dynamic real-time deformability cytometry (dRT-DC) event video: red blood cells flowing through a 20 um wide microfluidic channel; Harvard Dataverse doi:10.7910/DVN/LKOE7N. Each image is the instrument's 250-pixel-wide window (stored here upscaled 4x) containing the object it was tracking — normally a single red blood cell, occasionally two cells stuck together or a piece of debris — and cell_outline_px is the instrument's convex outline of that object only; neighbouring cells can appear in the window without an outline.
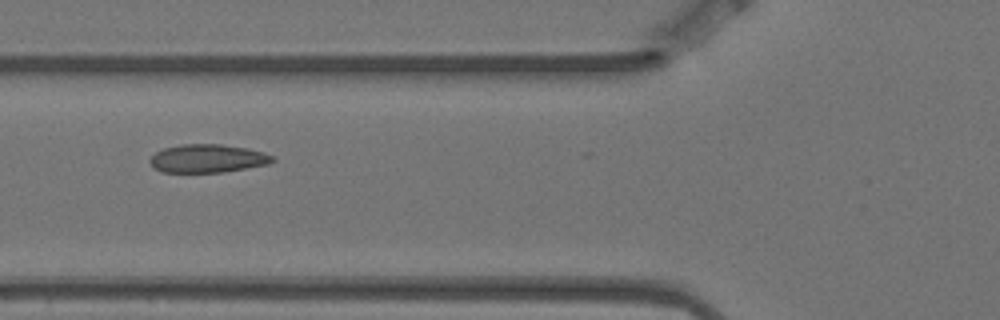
{"species": "Egyptian fruit bat (a non-hibernating species)", "species_latin": "Rousettus aegyptiacus", "temperature_condition": "warm", "stored_images_in_passage": 8, "camera_frame_rate_fps": 3000, "um_per_image_px": 0.085, "animal": {"sex": "female"}, "frame": {"image": 1, "passage_image": 6, "time_ms": 1.667, "image_size_px": [1000, 320], "cell_outline_px": [[276, 160], [268, 164], [224, 172], [160, 172], [152, 168], [148, 160], [156, 152], [164, 148], [180, 144], [220, 144], [248, 148], [264, 152], [272, 156]], "centroid_in_image_um": [17.62, 13.47], "position_along_channel_um": 108.2, "area_um2": 20.35}}
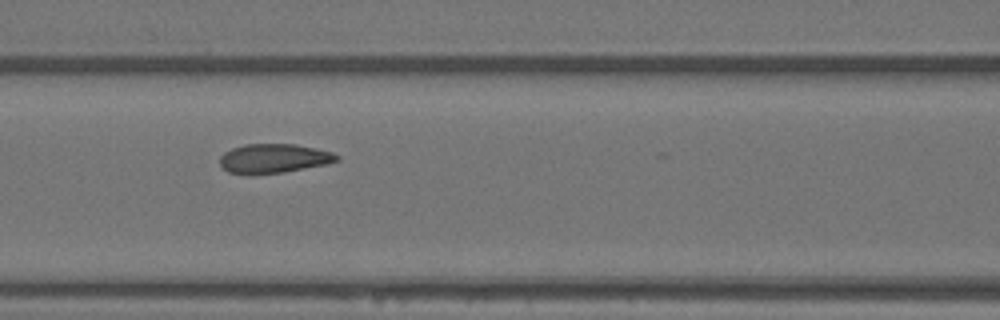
{"frame": {"image": 2, "passage_image": 7, "time_ms": 2.0, "image_size_px": [1000, 320], "cell_outline_px": [[340, 160], [328, 164], [284, 172], [252, 176], [248, 176], [228, 172], [220, 164], [220, 156], [224, 152], [232, 148], [244, 144], [296, 144], [316, 148], [332, 152], [340, 156]], "centroid_in_image_um": [23.26, 13.49], "position_along_channel_um": 143.3, "area_um2": 20.4}}
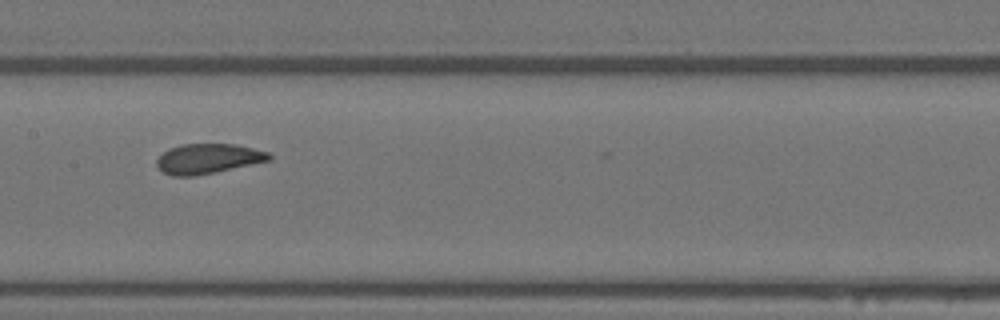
{"frame": {"image": 3, "passage_image": 8, "time_ms": 2.333, "image_size_px": [1000, 320], "cell_outline_px": [[272, 160], [216, 172], [196, 176], [172, 176], [164, 172], [156, 164], [156, 160], [168, 148], [180, 144], [236, 144], [268, 152], [272, 156]], "centroid_in_image_um": [17.69, 13.49], "position_along_channel_um": 189.7, "area_um2": 19.65}}